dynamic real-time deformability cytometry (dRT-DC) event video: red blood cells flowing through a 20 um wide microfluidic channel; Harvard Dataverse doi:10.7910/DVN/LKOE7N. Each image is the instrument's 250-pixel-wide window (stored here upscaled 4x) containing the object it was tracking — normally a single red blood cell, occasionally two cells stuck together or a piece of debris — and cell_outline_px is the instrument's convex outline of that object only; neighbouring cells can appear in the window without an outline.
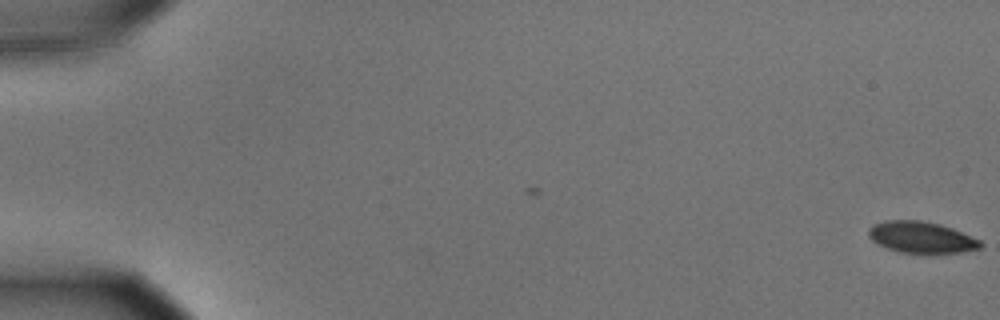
{"species": "common noctule bat (a hibernating species)", "species_latin": "Nyctalus noctula", "temperature_condition": "cold", "stored_images_in_passage": 58, "camera_frame_rate_fps": 3000, "um_per_image_px": 0.085, "animal": {"sex": "male", "body_mass_g": 15.6}, "frame": {"image": 1, "passage_image": 1, "time_ms": 0.0, "image_size_px": [1000, 320], "cell_outline_px": [[984, 244], [980, 248], [960, 252], [936, 256], [924, 256], [900, 252], [876, 244], [868, 236], [868, 228], [872, 224], [884, 220], [920, 220], [940, 224], [952, 228], [980, 240]], "centroid_in_image_um": [78.31, 20.21], "position_along_channel_um": 6.7, "area_um2": 21.39}}
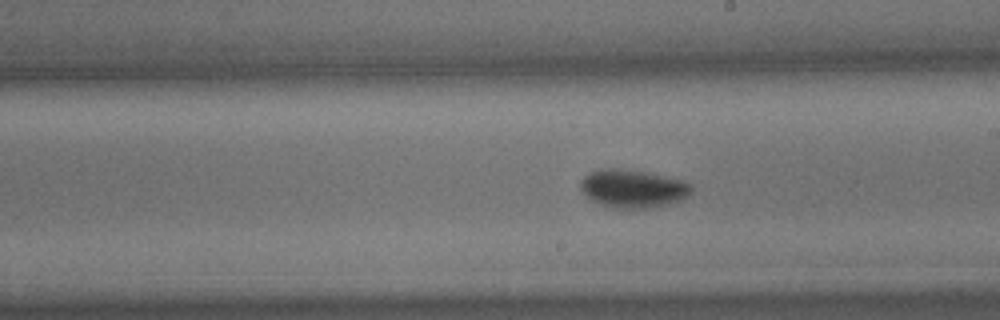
{"frame": {"image": 2, "passage_image": 34, "time_ms": 11.0, "image_size_px": [1000, 320], "cell_outline_px": [[692, 192], [684, 200], [652, 208], [616, 208], [600, 204], [592, 200], [580, 188], [580, 180], [588, 172], [600, 168], [616, 168], [648, 172], [684, 180], [692, 184]], "centroid_in_image_um": [53.83, 16.02], "position_along_channel_um": 235.2, "area_um2": 24.97}}
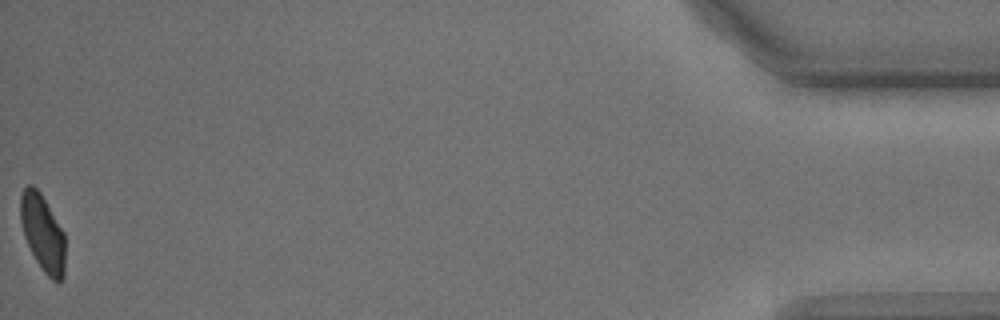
{"frame": {"image": 3, "passage_image": 58, "time_ms": 19.0, "image_size_px": [1000, 320], "cell_outline_px": [[64, 276], [60, 280], [52, 280], [44, 272], [36, 260], [24, 236], [20, 220], [20, 196], [24, 188], [28, 184], [32, 184], [40, 192], [64, 232]], "centroid_in_image_um": [3.61, 19.77], "position_along_channel_um": 431.6, "area_um2": 19.77}, "authors_computed_cell_mechanics": {"area_um2": 22.1374, "velocity_mm_per_s": 3.57, "shape_relaxation_time_tau1_ms": 2.2535, "shape_relaxation_time_tau2_ms": null, "deformation_change_tau1": 0.1147, "deformation_change_tau2": null}}